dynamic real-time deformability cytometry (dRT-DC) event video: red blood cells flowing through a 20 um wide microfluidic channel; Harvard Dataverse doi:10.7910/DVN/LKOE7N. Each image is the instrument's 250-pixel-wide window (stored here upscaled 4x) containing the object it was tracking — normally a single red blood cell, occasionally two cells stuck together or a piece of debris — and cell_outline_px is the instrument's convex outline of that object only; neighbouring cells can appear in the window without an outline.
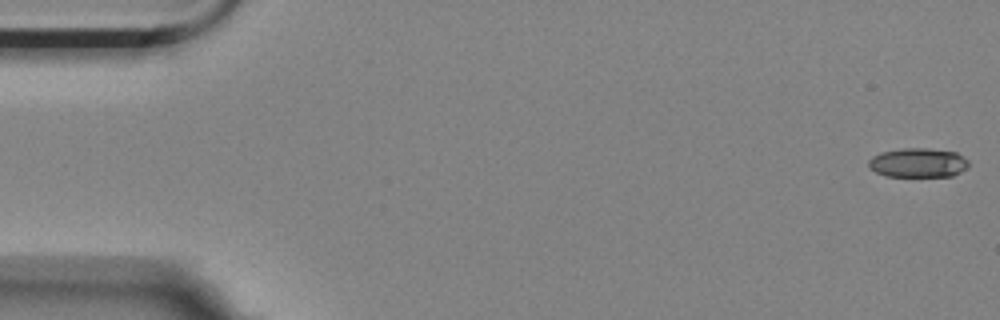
{"species": "Egyptian fruit bat (a non-hibernating species)", "species_latin": "Rousettus aegyptiacus", "temperature_condition": "room temperature", "stored_images_in_passage": 51, "camera_frame_rate_fps": 3000, "um_per_image_px": 0.085, "animal": {"sex": "female"}, "frame": {"image": 1, "passage_image": 1, "time_ms": 0.0, "image_size_px": [1000, 320], "cell_outline_px": [[968, 168], [952, 176], [884, 176], [868, 168], [868, 160], [872, 156], [880, 152], [904, 148], [928, 148], [956, 152], [964, 156], [968, 160]], "centroid_in_image_um": [78.02, 13.83], "position_along_channel_um": 7.0, "area_um2": 17.28}}
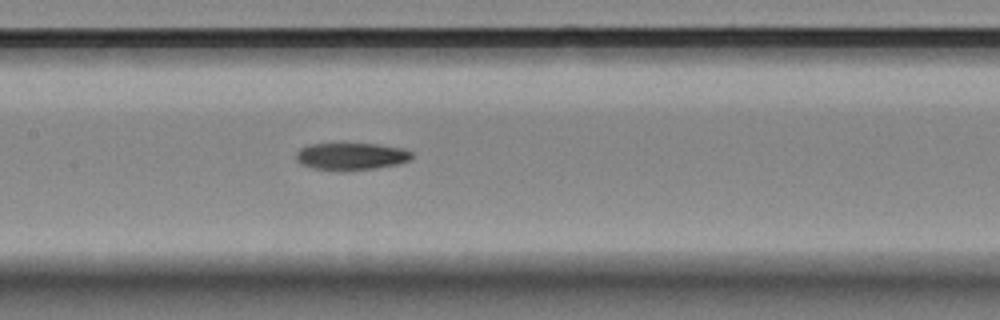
{"frame": {"image": 2, "passage_image": 27, "time_ms": 8.667, "image_size_px": [1000, 320], "cell_outline_px": [[412, 156], [408, 160], [396, 164], [376, 168], [312, 168], [300, 164], [296, 160], [296, 152], [300, 148], [308, 144], [376, 144], [404, 148], [412, 152]], "centroid_in_image_um": [29.83, 13.25], "position_along_channel_um": 177.6, "area_um2": 17.63}}
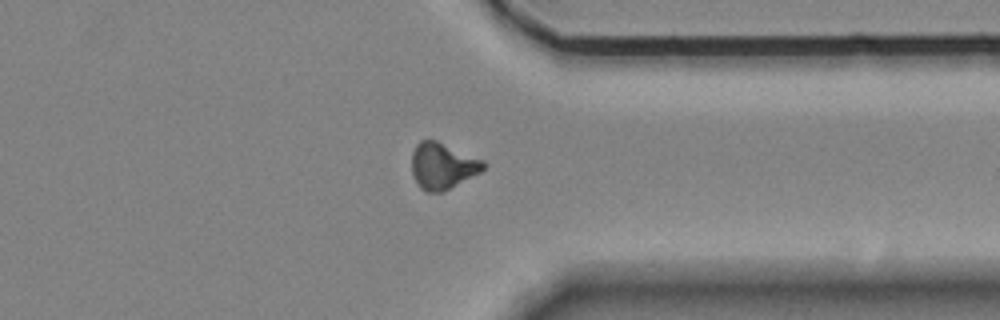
{"frame": {"image": 3, "passage_image": 44, "time_ms": 14.333, "image_size_px": [1000, 320], "cell_outline_px": [[488, 164], [480, 172], [440, 192], [428, 192], [420, 188], [412, 176], [412, 152], [416, 144], [420, 140], [436, 140], [484, 160]], "centroid_in_image_um": [37.6, 14.08], "position_along_channel_um": 373.8, "area_um2": 19.19}, "authors_computed_cell_mechanics": {"area_um2": 18.785, "velocity_mm_per_s": 3.5201, "shape_relaxation_time_tau1_ms": 9.606, "shape_relaxation_time_tau2_ms": null, "deformation_change_tau1": 0.2169, "deformation_change_tau2": null}}